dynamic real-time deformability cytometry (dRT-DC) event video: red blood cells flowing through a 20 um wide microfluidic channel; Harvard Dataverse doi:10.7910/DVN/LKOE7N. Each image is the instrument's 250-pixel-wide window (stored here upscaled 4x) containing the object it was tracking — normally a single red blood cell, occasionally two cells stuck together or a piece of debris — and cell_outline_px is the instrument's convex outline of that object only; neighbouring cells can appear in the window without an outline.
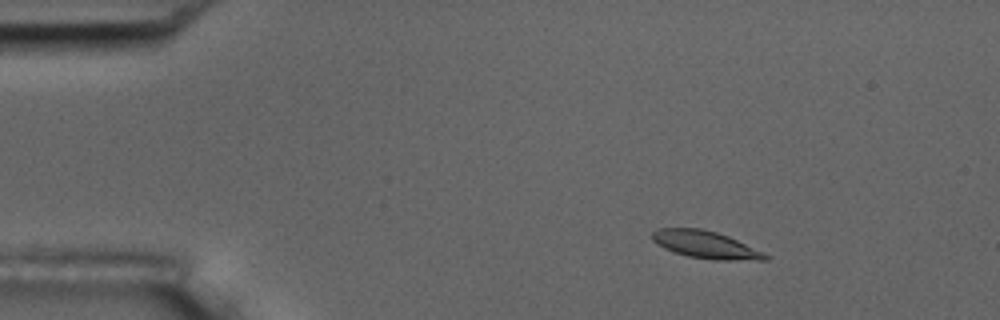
{"species": "common noctule bat (a hibernating species)", "species_latin": "Nyctalus noctula", "temperature_condition": "room temperature", "stored_images_in_passage": 6, "camera_frame_rate_fps": 3000, "um_per_image_px": 0.085, "animal": {"sex": "male", "body_mass_g": 17.5, "forearm_length_mm": 52.3}, "frame": {"image": 1, "passage_image": 3, "time_ms": 2.333, "image_size_px": [1000, 320], "cell_outline_px": [[768, 260], [716, 260], [688, 256], [664, 248], [652, 240], [652, 232], [660, 228], [700, 228], [716, 232], [728, 236], [764, 252], [768, 256]], "centroid_in_image_um": [59.98, 20.8], "position_along_channel_um": 25.0, "area_um2": 17.86}}
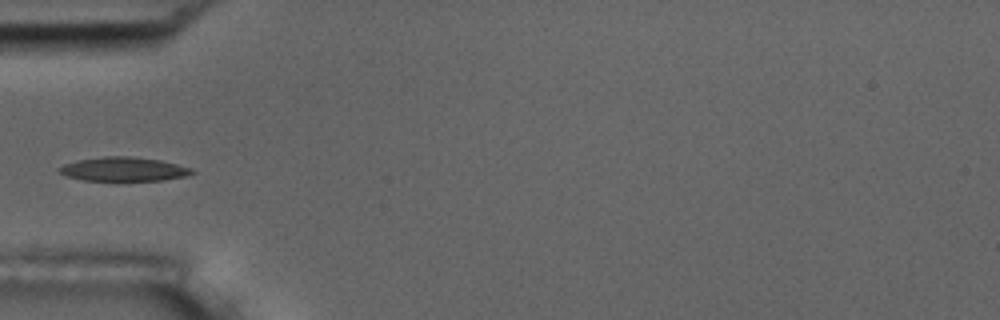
{"frame": {"image": 2, "passage_image": 6, "time_ms": 5.667, "image_size_px": [1000, 320], "cell_outline_px": [[196, 172], [184, 176], [164, 180], [116, 184], [84, 180], [64, 176], [56, 168], [64, 164], [76, 160], [104, 156], [132, 156], [160, 160], [192, 168]], "centroid_in_image_um": [10.46, 14.43], "position_along_channel_um": 74.5, "area_um2": 19.71}}